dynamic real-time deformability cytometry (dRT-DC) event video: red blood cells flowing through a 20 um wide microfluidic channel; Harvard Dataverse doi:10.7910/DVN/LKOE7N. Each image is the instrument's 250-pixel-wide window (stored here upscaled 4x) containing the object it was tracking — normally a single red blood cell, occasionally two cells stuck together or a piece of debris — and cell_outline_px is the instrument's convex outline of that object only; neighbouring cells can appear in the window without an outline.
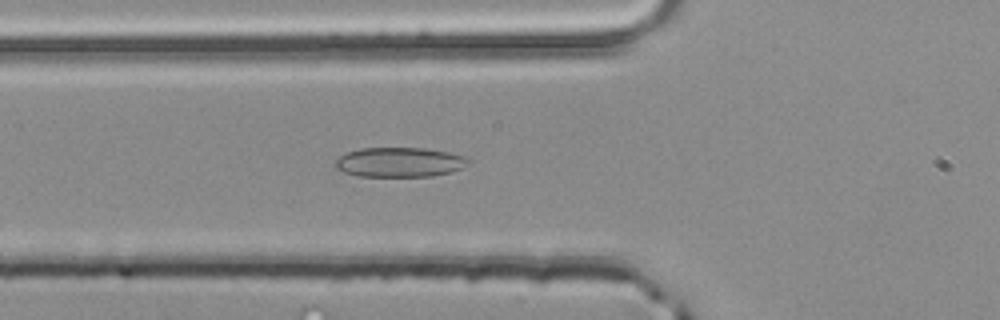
{"species": "common noctule bat (a hibernating species)", "species_latin": "Nyctalus noctula", "temperature_condition": "room temperature", "stored_images_in_passage": 37, "camera_frame_rate_fps": 3000, "um_per_image_px": 0.085, "animal": {"sex": "male", "body_mass_g": 20.4}, "frame": {"image": 1, "passage_image": 4, "time_ms": 1.0, "image_size_px": [1000, 320], "cell_outline_px": [[472, 160], [468, 164], [452, 172], [432, 176], [356, 176], [344, 172], [336, 168], [336, 160], [340, 156], [348, 152], [360, 148], [424, 148], [448, 152]], "centroid_in_image_um": [33.95, 13.79], "position_along_channel_um": 91.8, "area_um2": 22.83}}
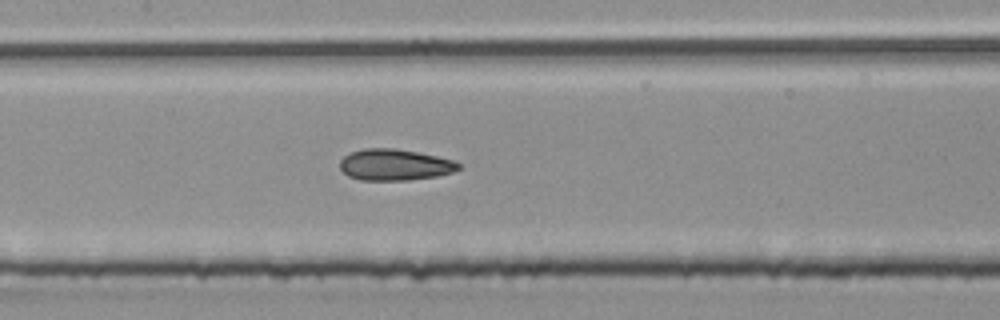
{"frame": {"image": 2, "passage_image": 10, "time_ms": 3.0, "image_size_px": [1000, 320], "cell_outline_px": [[460, 168], [452, 172], [436, 176], [408, 180], [360, 180], [348, 176], [340, 168], [340, 160], [344, 156], [352, 152], [364, 148], [392, 148], [416, 152], [456, 160], [460, 164]], "centroid_in_image_um": [33.55, 14.01], "position_along_channel_um": 173.9, "area_um2": 21.56}}
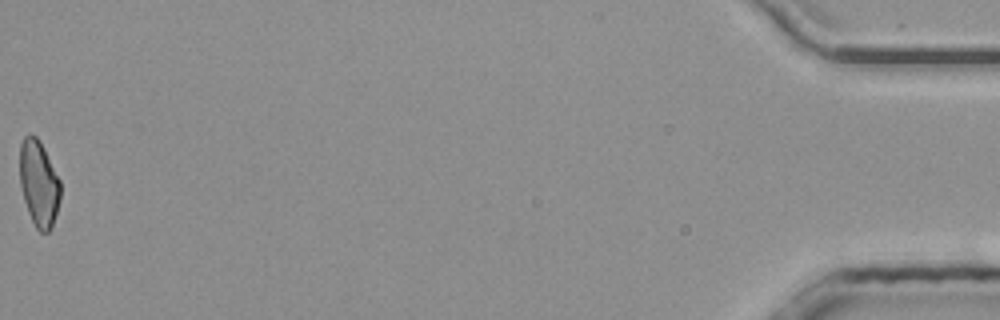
{"frame": {"image": 3, "passage_image": 37, "time_ms": 12.0, "image_size_px": [1000, 320], "cell_outline_px": [[60, 200], [52, 224], [48, 232], [40, 232], [36, 228], [28, 212], [24, 200], [20, 184], [20, 144], [24, 136], [28, 132], [36, 136], [44, 148], [60, 180]], "centroid_in_image_um": [3.29, 15.56], "position_along_channel_um": 431.9, "area_um2": 20.29}, "authors_computed_cell_mechanics": {"area_um2": 21.1548, "velocity_mm_per_s": 4.0577, "shape_relaxation_time_tau1_ms": 8.2798, "shape_relaxation_time_tau2_ms": 2.2173, "deformation_change_tau1": 0.1837, "deformation_change_tau2": 0.1077}}